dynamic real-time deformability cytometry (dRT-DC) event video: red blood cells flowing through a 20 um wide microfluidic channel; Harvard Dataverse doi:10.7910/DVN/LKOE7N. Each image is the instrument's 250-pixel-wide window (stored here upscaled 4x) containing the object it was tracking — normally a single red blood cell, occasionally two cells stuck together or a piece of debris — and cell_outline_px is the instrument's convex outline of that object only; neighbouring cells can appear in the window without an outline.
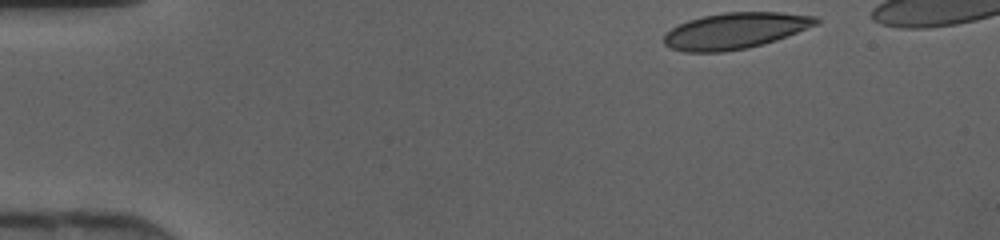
{"species": "human", "species_latin": "Homo sapiens", "temperature_condition": "cold", "stored_images_in_passage": 36, "camera_frame_rate_fps": 3000, "um_per_image_px": 0.085, "donor": {"sex": "female"}, "frame": {"image": 1, "passage_image": 1, "time_ms": 0.0, "image_size_px": [1000, 240], "cell_outline_px": [[820, 24], [776, 40], [764, 44], [748, 48], [724, 52], [684, 52], [668, 48], [664, 44], [664, 32], [688, 20], [704, 16], [724, 12], [780, 12], [816, 16], [820, 20]], "centroid_in_image_um": [62.49, 2.62], "position_along_channel_um": 22.5, "area_um2": 32.31}}
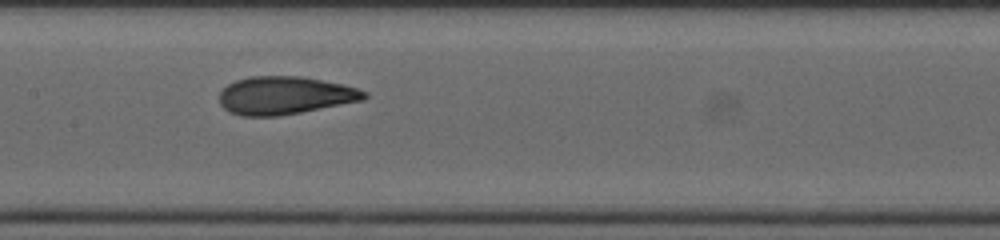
{"frame": {"image": 2, "passage_image": 18, "time_ms": 5.667, "image_size_px": [1000, 240], "cell_outline_px": [[368, 96], [364, 100], [300, 112], [276, 116], [244, 116], [228, 112], [220, 104], [220, 92], [228, 84], [236, 80], [252, 76], [300, 76], [344, 84], [368, 92]], "centroid_in_image_um": [24.22, 8.11], "position_along_channel_um": 183.2, "area_um2": 31.96}}
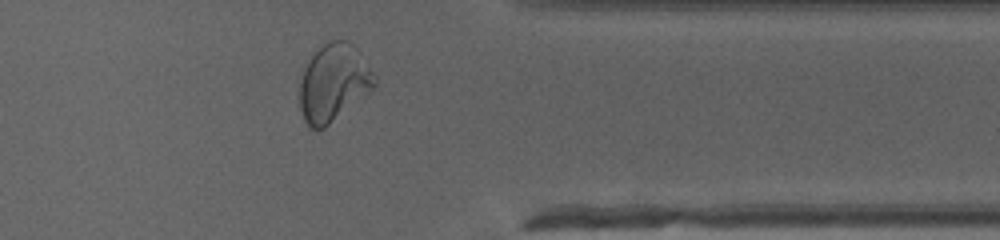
{"frame": {"image": 3, "passage_image": 32, "time_ms": 10.333, "image_size_px": [1000, 240], "cell_outline_px": [[376, 84], [368, 92], [324, 128], [308, 128], [304, 120], [300, 108], [300, 84], [304, 68], [308, 60], [324, 44], [332, 40], [348, 40], [360, 52], [376, 76]], "centroid_in_image_um": [28.35, 7.02], "position_along_channel_um": 383.1, "area_um2": 33.23}}